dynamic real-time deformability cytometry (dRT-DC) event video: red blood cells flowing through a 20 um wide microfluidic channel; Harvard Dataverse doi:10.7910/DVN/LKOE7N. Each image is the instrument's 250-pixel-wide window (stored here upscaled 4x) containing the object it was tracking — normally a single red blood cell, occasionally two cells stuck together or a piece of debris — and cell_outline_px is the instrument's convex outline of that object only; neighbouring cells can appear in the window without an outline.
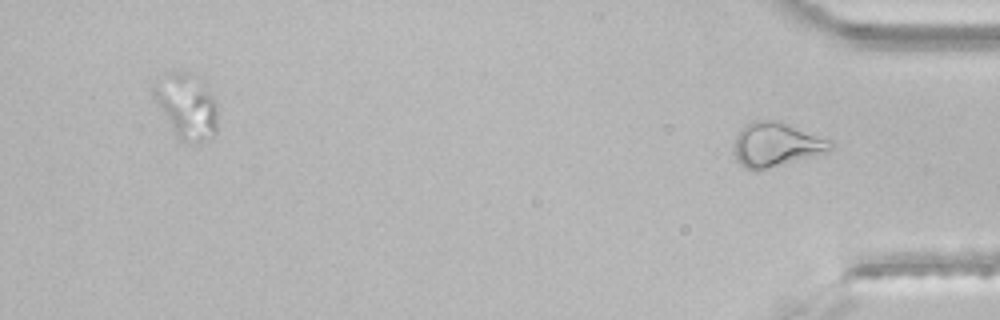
{"species": "common noctule bat (a hibernating species)", "species_latin": "Nyctalus noctula", "temperature_condition": "room temperature", "stored_images_in_passage": 32, "segment_of_instrument_passage": [3, 3], "camera_frame_rate_fps": 3000, "um_per_image_px": 0.085, "animal": {"sex": "male", "body_mass_g": 21.5, "forearm_length_mm": 52.0}, "frame": {"image": 1, "passage_image": 32, "time_ms": 10.333, "image_size_px": [1000, 320], "cell_outline_px": [[832, 148], [828, 152], [760, 172], [752, 172], [744, 168], [736, 160], [736, 136], [740, 128], [744, 124], [752, 120], [780, 120], [832, 140]], "centroid_in_image_um": [65.99, 12.31], "position_along_channel_um": 369.2, "area_um2": 25.55}}